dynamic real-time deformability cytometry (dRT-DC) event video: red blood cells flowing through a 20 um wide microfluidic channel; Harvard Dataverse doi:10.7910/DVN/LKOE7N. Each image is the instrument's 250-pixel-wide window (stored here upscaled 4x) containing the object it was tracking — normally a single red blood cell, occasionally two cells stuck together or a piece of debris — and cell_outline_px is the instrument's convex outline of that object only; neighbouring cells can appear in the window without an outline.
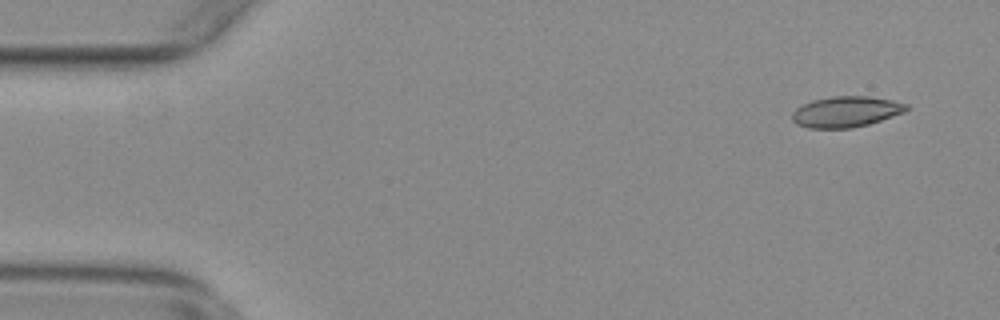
{"species": "common noctule bat (a hibernating species)", "species_latin": "Nyctalus noctula", "temperature_condition": "warm", "stored_images_in_passage": 56, "camera_frame_rate_fps": 3000, "um_per_image_px": 0.085, "animal": {"sex": "female", "body_mass_g": 29.2, "forearm_length_mm": 56.3}, "frame": {"image": 1, "passage_image": 4, "time_ms": 1.0, "image_size_px": [1000, 320], "cell_outline_px": [[912, 108], [904, 112], [868, 124], [852, 128], [808, 128], [796, 124], [792, 120], [792, 112], [796, 108], [812, 100], [832, 96], [868, 96], [892, 100], [908, 104]], "centroid_in_image_um": [71.91, 9.49], "position_along_channel_um": 13.1, "area_um2": 20.58}}
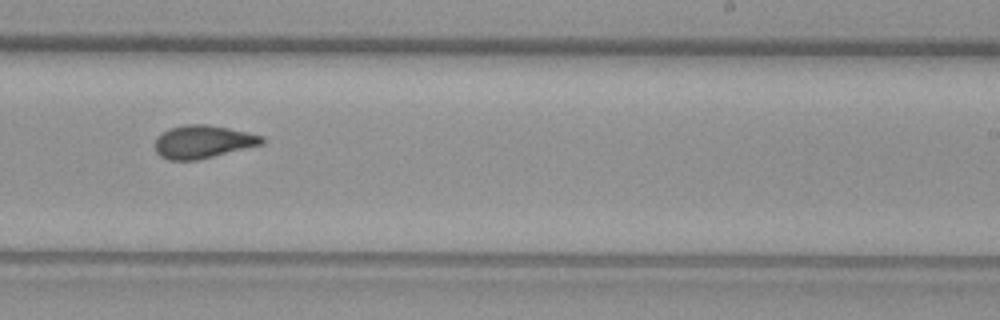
{"frame": {"image": 2, "passage_image": 34, "time_ms": 11.0, "image_size_px": [1000, 320], "cell_outline_px": [[264, 144], [196, 160], [168, 160], [160, 156], [156, 152], [156, 136], [172, 128], [184, 124], [208, 124], [248, 132], [264, 136]], "centroid_in_image_um": [17.26, 12.04], "position_along_channel_um": 271.7, "area_um2": 20.46}}
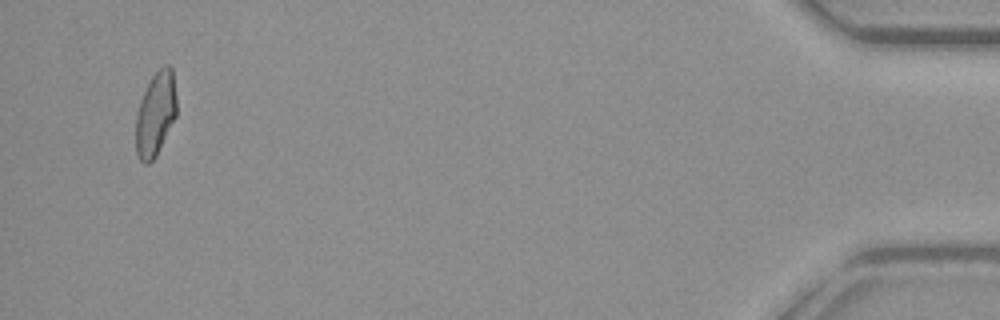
{"frame": {"image": 3, "passage_image": 53, "time_ms": 17.333, "image_size_px": [1000, 320], "cell_outline_px": [[176, 116], [156, 156], [148, 164], [144, 164], [140, 160], [136, 152], [136, 116], [140, 100], [152, 76], [164, 64], [168, 64], [172, 68], [176, 96]], "centroid_in_image_um": [13.22, 9.69], "position_along_channel_um": 422.0, "area_um2": 19.88}, "authors_computed_cell_mechanics": {"area_um2": 20.4323, "velocity_mm_per_s": 3.7676, "shape_relaxation_time_tau1_ms": null, "shape_relaxation_time_tau2_ms": 1.8886, "deformation_change_tau1": null, "deformation_change_tau2": 0.0918}}